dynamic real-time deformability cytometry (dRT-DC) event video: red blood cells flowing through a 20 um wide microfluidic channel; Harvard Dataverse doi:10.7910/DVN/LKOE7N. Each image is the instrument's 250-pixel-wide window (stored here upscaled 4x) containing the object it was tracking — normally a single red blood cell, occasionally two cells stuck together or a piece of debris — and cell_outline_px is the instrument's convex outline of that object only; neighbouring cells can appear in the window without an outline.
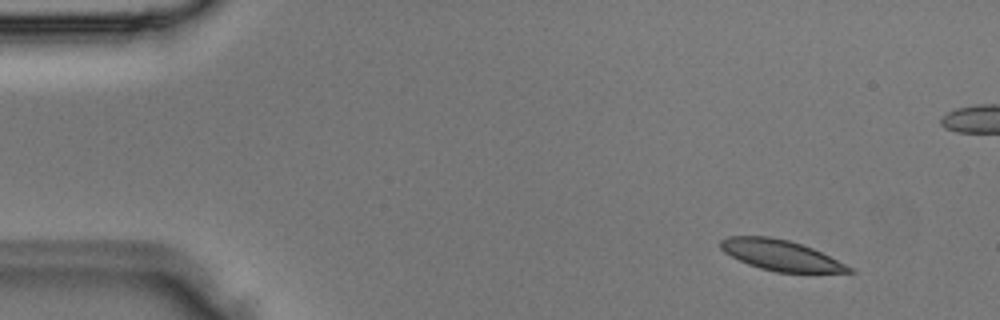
{"species": "Egyptian fruit bat (a non-hibernating species)", "species_latin": "Rousettus aegyptiacus", "temperature_condition": "room temperature", "stored_images_in_passage": 4, "camera_frame_rate_fps": 3000, "um_per_image_px": 0.085, "animal": {"sex": "male"}, "frame": {"image": 1, "passage_image": 1, "time_ms": 0.0, "image_size_px": [1000, 320], "cell_outline_px": [[856, 272], [776, 272], [760, 268], [748, 264], [724, 252], [720, 248], [720, 240], [728, 236], [768, 236], [788, 240], [812, 248], [852, 268]], "centroid_in_image_um": [66.3, 21.68], "position_along_channel_um": 18.7, "area_um2": 22.43}}